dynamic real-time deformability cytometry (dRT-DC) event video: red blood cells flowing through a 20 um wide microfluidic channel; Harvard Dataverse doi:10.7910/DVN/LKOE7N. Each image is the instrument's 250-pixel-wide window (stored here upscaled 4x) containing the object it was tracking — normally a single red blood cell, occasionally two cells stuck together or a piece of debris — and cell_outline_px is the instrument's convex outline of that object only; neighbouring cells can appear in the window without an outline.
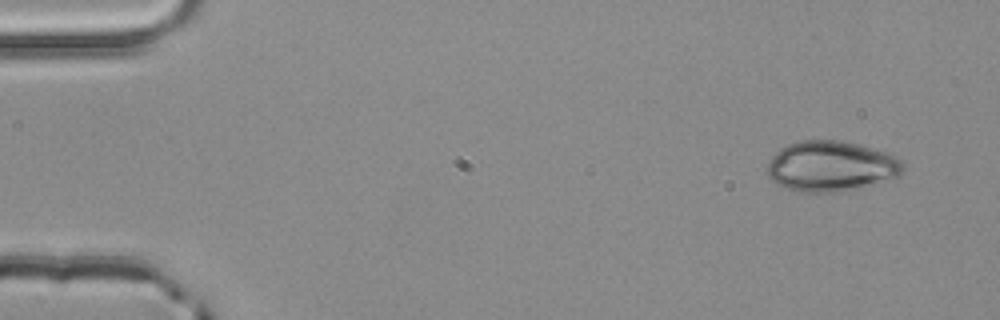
{"species": "common noctule bat (a hibernating species)", "species_latin": "Nyctalus noctula", "temperature_condition": "room temperature", "stored_images_in_passage": 3, "camera_frame_rate_fps": 3000, "um_per_image_px": 0.085, "animal": {"sex": "male", "body_mass_g": 20.4}, "frame": {"image": 1, "passage_image": 1, "time_ms": 0.0, "image_size_px": [1000, 320], "cell_outline_px": [[904, 168], [900, 176], [896, 180], [840, 192], [800, 192], [776, 184], [768, 176], [768, 164], [772, 156], [780, 148], [788, 144], [800, 140], [840, 140], [888, 152], [896, 156], [900, 160]], "centroid_in_image_um": [70.69, 14.14], "position_along_channel_um": 14.3, "area_um2": 40.4}}
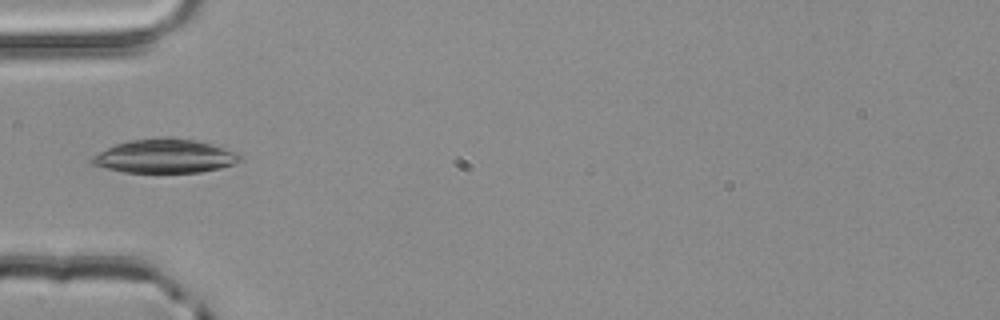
{"frame": {"image": 2, "passage_image": 3, "time_ms": 0.667, "image_size_px": [1000, 320], "cell_outline_px": [[244, 156], [240, 160], [232, 164], [220, 168], [200, 172], [124, 172], [104, 168], [88, 164], [88, 160], [92, 156], [116, 144], [128, 140], [192, 140], [212, 144], [240, 152]], "centroid_in_image_um": [14.0, 13.31], "position_along_channel_um": 71.0, "area_um2": 28.55}}